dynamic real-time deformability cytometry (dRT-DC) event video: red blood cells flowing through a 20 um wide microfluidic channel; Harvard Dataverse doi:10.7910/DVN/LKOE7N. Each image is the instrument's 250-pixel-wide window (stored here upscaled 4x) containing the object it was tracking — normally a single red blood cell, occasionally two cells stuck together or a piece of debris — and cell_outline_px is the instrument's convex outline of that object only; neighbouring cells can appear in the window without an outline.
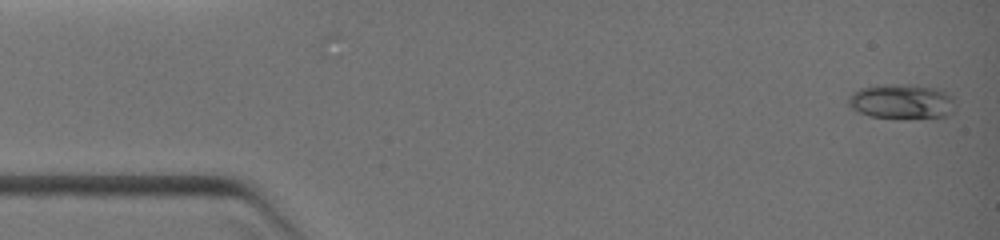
{"species": "common noctule bat (a hibernating species)", "species_latin": "Nyctalus noctula", "temperature_condition": "warm", "stored_images_in_passage": 9, "camera_frame_rate_fps": 3000, "um_per_image_px": 0.085, "animal": {"sex": "female", "body_mass_g": 19.0, "forearm_length_mm": 51.5}, "frame": {"image": 1, "passage_image": 1, "time_ms": 0.0, "image_size_px": [1000, 240], "cell_outline_px": [[952, 112], [944, 116], [872, 116], [860, 112], [852, 108], [848, 104], [848, 96], [852, 92], [860, 88], [876, 84], [916, 84], [944, 88], [952, 96]], "centroid_in_image_um": [76.63, 8.54], "position_along_channel_um": 8.4, "area_um2": 21.39}}
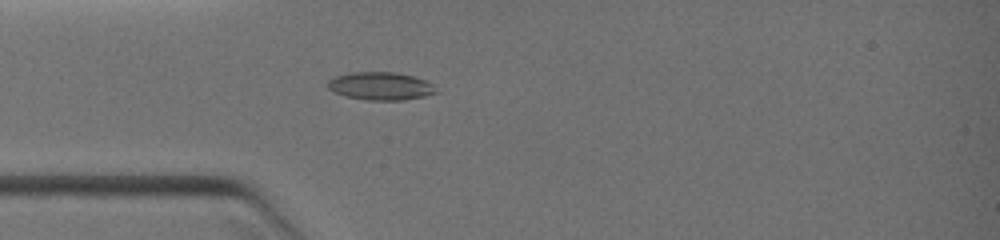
{"frame": {"image": 2, "passage_image": 7, "time_ms": 3.0, "image_size_px": [1000, 240], "cell_outline_px": [[436, 92], [424, 96], [404, 100], [364, 100], [344, 96], [328, 88], [328, 80], [336, 76], [352, 72], [396, 72], [428, 80], [432, 84]], "centroid_in_image_um": [32.34, 7.31], "position_along_channel_um": 52.7, "area_um2": 17.57}}
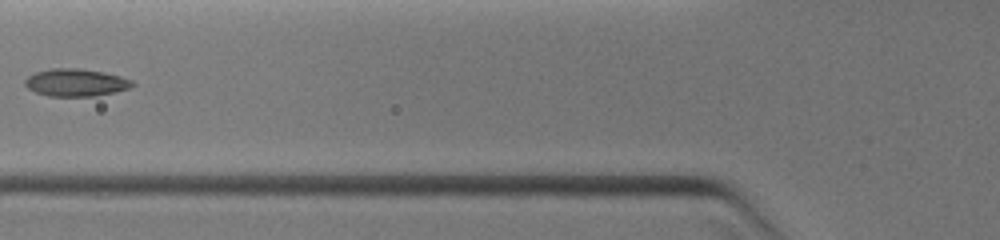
{"frame": {"image": 3, "passage_image": 9, "time_ms": 4.333, "image_size_px": [1000, 240], "cell_outline_px": [[136, 84], [128, 88], [96, 96], [48, 96], [36, 92], [28, 88], [24, 84], [24, 80], [28, 76], [36, 72], [52, 68], [80, 68], [104, 72], [120, 76], [132, 80]], "centroid_in_image_um": [6.43, 7.01], "position_along_channel_um": 119.4, "area_um2": 17.17}}